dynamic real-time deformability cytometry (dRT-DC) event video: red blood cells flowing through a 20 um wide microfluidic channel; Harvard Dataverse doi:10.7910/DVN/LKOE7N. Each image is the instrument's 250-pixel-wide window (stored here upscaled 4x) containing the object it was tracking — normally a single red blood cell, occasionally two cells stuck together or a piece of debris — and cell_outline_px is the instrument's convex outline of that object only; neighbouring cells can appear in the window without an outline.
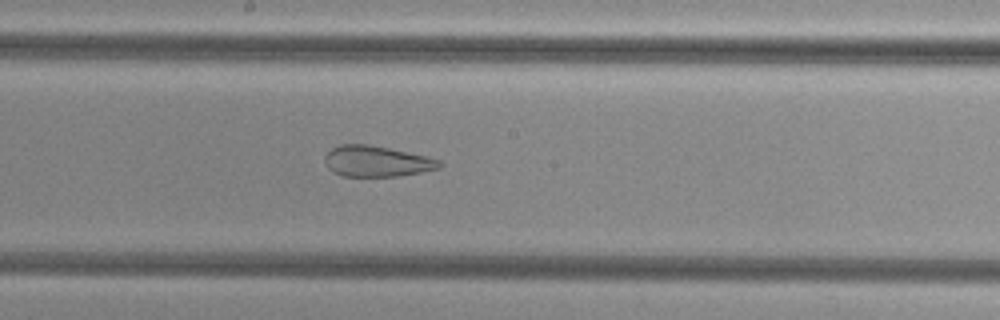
{"species": "common noctule bat (a hibernating species)", "species_latin": "Nyctalus noctula", "temperature_condition": "cold", "stored_images_in_passage": 51, "segment_of_instrument_passage": [2, 2], "camera_frame_rate_fps": 3000, "um_per_image_px": 0.085, "animal": {"sex": "female", "body_mass_g": 29.2, "forearm_length_mm": 56.3}, "frame": {"image": 1, "passage_image": 28, "time_ms": 9.0, "image_size_px": [1000, 320], "cell_outline_px": [[444, 164], [440, 168], [420, 172], [396, 176], [340, 176], [332, 172], [328, 168], [324, 160], [324, 156], [332, 148], [340, 144], [368, 144], [388, 148], [424, 156], [440, 160]], "centroid_in_image_um": [31.98, 13.71], "position_along_channel_um": 216.2, "area_um2": 20.52}}
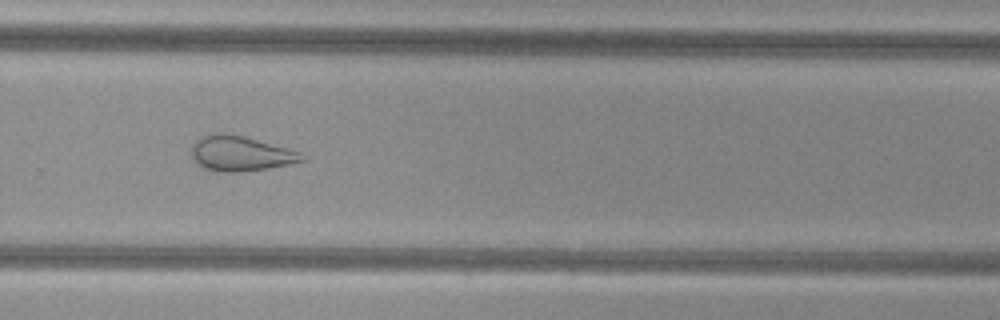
{"frame": {"image": 2, "passage_image": 35, "time_ms": 11.333, "image_size_px": [1000, 320], "cell_outline_px": [[308, 156], [304, 160], [288, 164], [268, 168], [244, 172], [220, 172], [204, 168], [192, 156], [192, 144], [200, 136], [216, 132], [224, 132], [244, 136], [288, 148], [300, 152]], "centroid_in_image_um": [20.45, 13.04], "position_along_channel_um": 309.3, "area_um2": 22.66}}
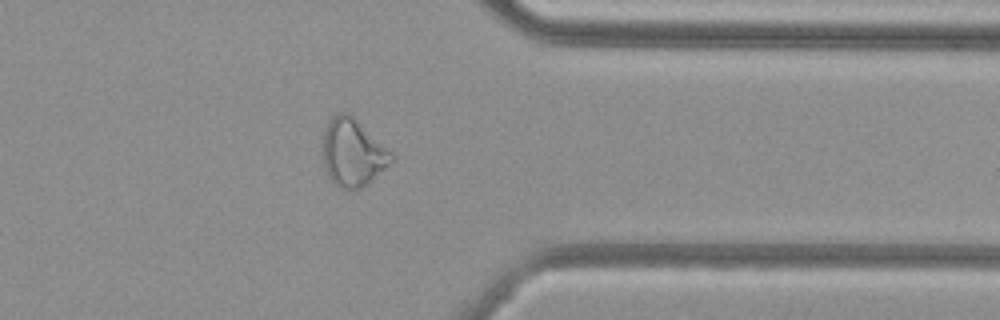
{"frame": {"image": 3, "passage_image": 41, "time_ms": 13.333, "image_size_px": [1000, 320], "cell_outline_px": [[396, 160], [368, 184], [360, 188], [340, 188], [332, 184], [324, 168], [320, 152], [324, 132], [328, 120], [336, 112], [348, 112], [388, 148], [396, 156]], "centroid_in_image_um": [29.97, 12.98], "position_along_channel_um": 381.4, "area_um2": 27.74}}